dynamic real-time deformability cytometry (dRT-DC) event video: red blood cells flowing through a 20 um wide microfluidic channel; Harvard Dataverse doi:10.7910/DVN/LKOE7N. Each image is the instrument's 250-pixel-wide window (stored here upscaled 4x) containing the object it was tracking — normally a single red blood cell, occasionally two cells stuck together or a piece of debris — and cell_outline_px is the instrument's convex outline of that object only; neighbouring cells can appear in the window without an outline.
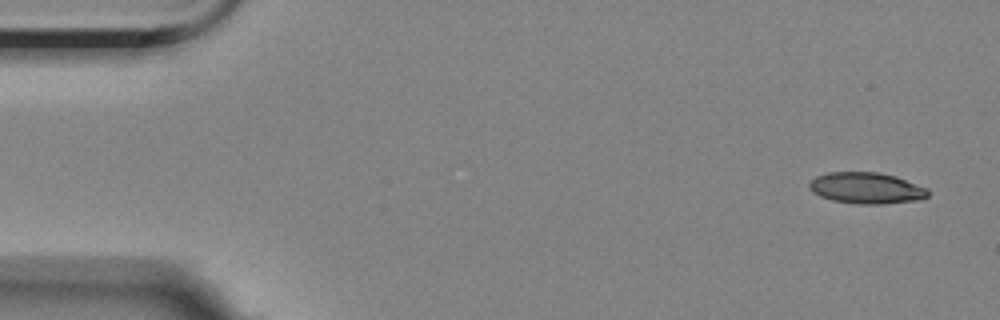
{"species": "Egyptian fruit bat (a non-hibernating species)", "species_latin": "Rousettus aegyptiacus", "temperature_condition": "room temperature", "stored_images_in_passage": 5, "camera_frame_rate_fps": 3000, "um_per_image_px": 0.085, "animal": {"sex": "female"}, "frame": {"image": 1, "passage_image": 1, "time_ms": 0.0, "image_size_px": [1000, 320], "cell_outline_px": [[928, 196], [920, 200], [884, 204], [860, 204], [832, 200], [820, 196], [812, 192], [808, 188], [808, 184], [816, 176], [828, 172], [880, 172], [896, 176], [928, 188]], "centroid_in_image_um": [73.65, 15.98], "position_along_channel_um": 11.4, "area_um2": 21.79}}
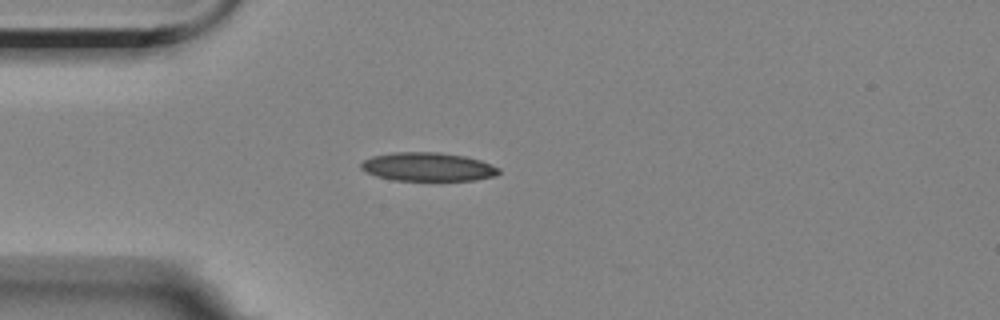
{"frame": {"image": 2, "passage_image": 4, "time_ms": 4.0, "image_size_px": [1000, 320], "cell_outline_px": [[500, 172], [496, 176], [476, 180], [396, 180], [376, 176], [360, 168], [360, 164], [364, 160], [372, 156], [392, 152], [440, 152], [464, 156], [480, 160], [500, 168]], "centroid_in_image_um": [36.38, 14.17], "position_along_channel_um": 48.6, "area_um2": 22.95}}